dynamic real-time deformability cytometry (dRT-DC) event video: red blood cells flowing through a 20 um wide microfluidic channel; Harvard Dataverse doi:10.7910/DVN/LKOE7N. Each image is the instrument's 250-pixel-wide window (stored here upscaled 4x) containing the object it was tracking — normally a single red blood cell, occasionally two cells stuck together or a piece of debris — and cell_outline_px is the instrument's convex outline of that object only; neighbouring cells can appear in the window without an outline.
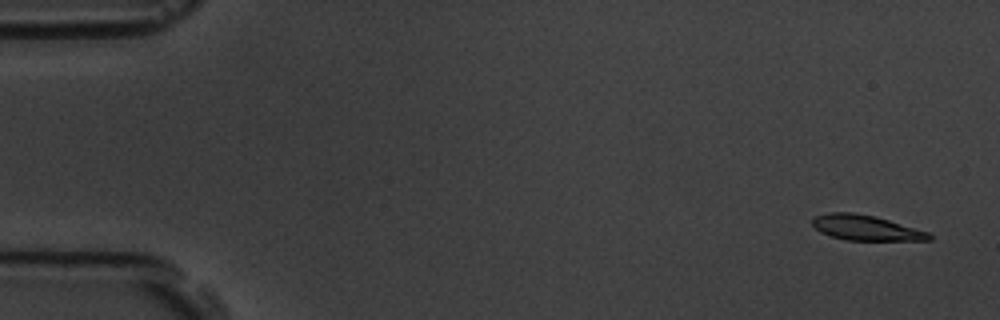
{"species": "common noctule bat (a hibernating species)", "species_latin": "Nyctalus noctula", "temperature_condition": "room temperature", "stored_images_in_passage": 5, "camera_frame_rate_fps": 3000, "um_per_image_px": 0.085, "animal": {"sex": "male", "body_mass_g": 19.5, "forearm_length_mm": 54.6}, "frame": {"image": 1, "passage_image": 1, "time_ms": 0.0, "image_size_px": [1000, 320], "cell_outline_px": [[932, 240], [844, 240], [820, 232], [812, 224], [812, 220], [816, 216], [828, 212], [852, 212], [876, 216], [928, 232], [932, 236]], "centroid_in_image_um": [73.58, 19.36], "position_along_channel_um": 11.4, "area_um2": 17.05}}
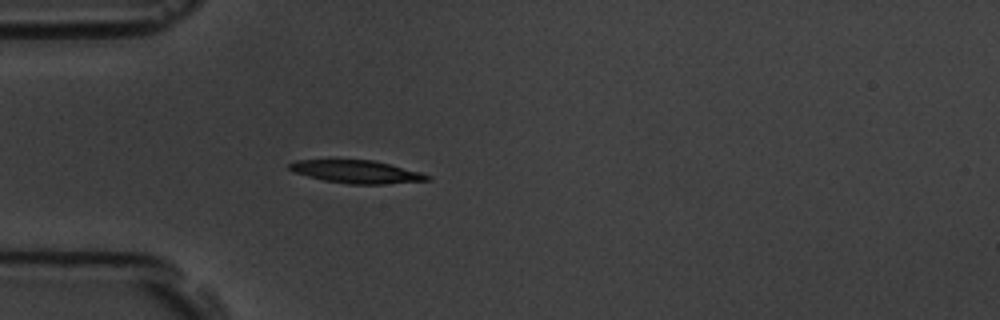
{"frame": {"image": 2, "passage_image": 5, "time_ms": 4.667, "image_size_px": [1000, 320], "cell_outline_px": [[432, 180], [384, 184], [348, 184], [324, 180], [292, 172], [288, 168], [288, 164], [296, 160], [372, 160], [420, 172], [432, 176]], "centroid_in_image_um": [30.3, 14.6], "position_along_channel_um": 54.7, "area_um2": 18.26}}